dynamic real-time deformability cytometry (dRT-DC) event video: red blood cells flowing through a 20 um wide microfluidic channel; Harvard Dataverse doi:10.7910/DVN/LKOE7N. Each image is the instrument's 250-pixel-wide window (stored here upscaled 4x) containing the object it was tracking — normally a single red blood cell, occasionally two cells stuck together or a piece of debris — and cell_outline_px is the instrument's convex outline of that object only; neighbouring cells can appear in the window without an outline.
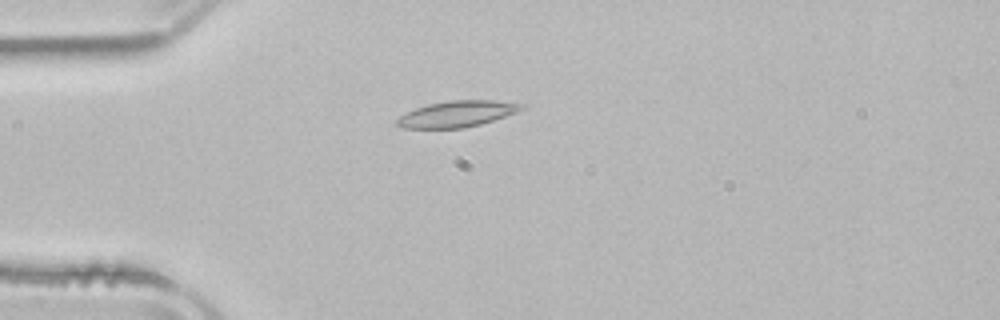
{"species": "common noctule bat (a hibernating species)", "species_latin": "Nyctalus noctula", "temperature_condition": "room temperature", "stored_images_in_passage": 51, "camera_frame_rate_fps": 3000, "um_per_image_px": 0.085, "animal": {"sex": "male", "body_mass_g": 21.5, "forearm_length_mm": 52.0}, "frame": {"image": 1, "passage_image": 12, "time_ms": 3.667, "image_size_px": [1000, 320], "cell_outline_px": [[528, 104], [524, 108], [516, 112], [480, 124], [464, 128], [400, 128], [396, 124], [396, 120], [400, 116], [416, 108], [428, 104], [448, 100], [496, 100]], "centroid_in_image_um": [38.86, 9.67], "position_along_channel_um": 46.1, "area_um2": 18.96}}
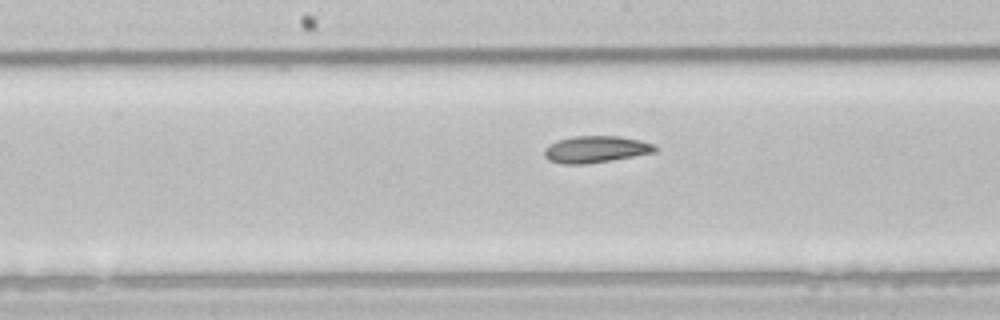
{"frame": {"image": 2, "passage_image": 25, "time_ms": 8.0, "image_size_px": [1000, 320], "cell_outline_px": [[656, 152], [612, 160], [584, 164], [564, 164], [548, 160], [544, 156], [544, 148], [548, 144], [556, 140], [572, 136], [620, 136], [640, 140], [656, 144]], "centroid_in_image_um": [50.62, 12.68], "position_along_channel_um": 197.6, "area_um2": 17.46}}
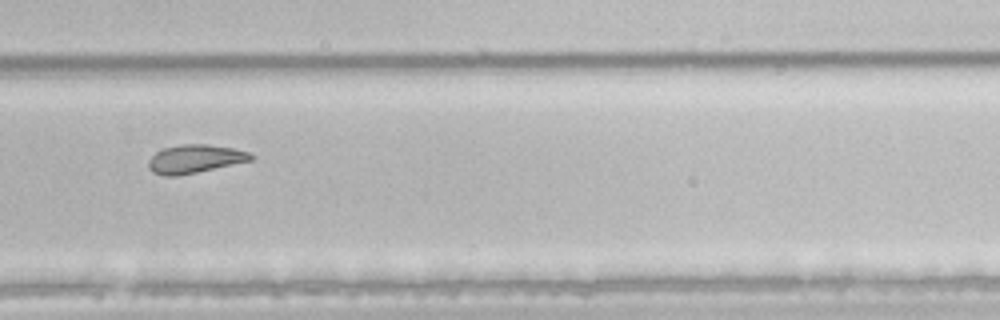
{"frame": {"image": 3, "passage_image": 34, "time_ms": 11.0, "image_size_px": [1000, 320], "cell_outline_px": [[256, 156], [252, 160], [196, 172], [176, 176], [164, 176], [152, 172], [148, 168], [148, 160], [156, 152], [164, 148], [184, 144], [208, 144], [232, 148], [248, 152]], "centroid_in_image_um": [16.55, 13.5], "position_along_channel_um": 313.3, "area_um2": 16.82}, "authors_computed_cell_mechanics": {"area_um2": 18.7272, "velocity_mm_per_s": 3.8805, "shape_relaxation_time_tau1_ms": null, "shape_relaxation_time_tau2_ms": 7.4512, "deformation_change_tau1": null, "deformation_change_tau2": 0.1268}}